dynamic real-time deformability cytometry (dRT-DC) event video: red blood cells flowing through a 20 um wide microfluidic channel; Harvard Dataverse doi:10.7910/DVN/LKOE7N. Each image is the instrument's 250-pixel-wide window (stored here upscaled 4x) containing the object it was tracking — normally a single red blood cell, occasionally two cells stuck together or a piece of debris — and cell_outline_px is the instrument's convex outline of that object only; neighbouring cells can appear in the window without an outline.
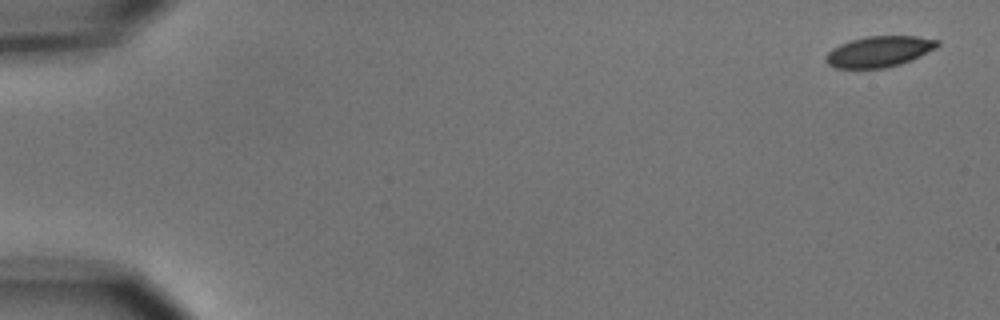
{"species": "common noctule bat (a hibernating species)", "species_latin": "Nyctalus noctula", "temperature_condition": "cold", "stored_images_in_passage": 6, "segment_of_instrument_passage": [1, 2], "camera_frame_rate_fps": 3000, "um_per_image_px": 0.085, "animal": {"sex": "male", "body_mass_g": 15.6}, "frame": {"image": 1, "passage_image": 1, "time_ms": 0.0, "image_size_px": [1000, 320], "cell_outline_px": [[940, 44], [936, 48], [912, 60], [900, 64], [884, 68], [836, 68], [828, 64], [824, 60], [824, 56], [832, 48], [840, 44], [852, 40], [868, 36], [916, 36], [940, 40]], "centroid_in_image_um": [74.73, 4.38], "position_along_channel_um": 10.3, "area_um2": 20.11}}
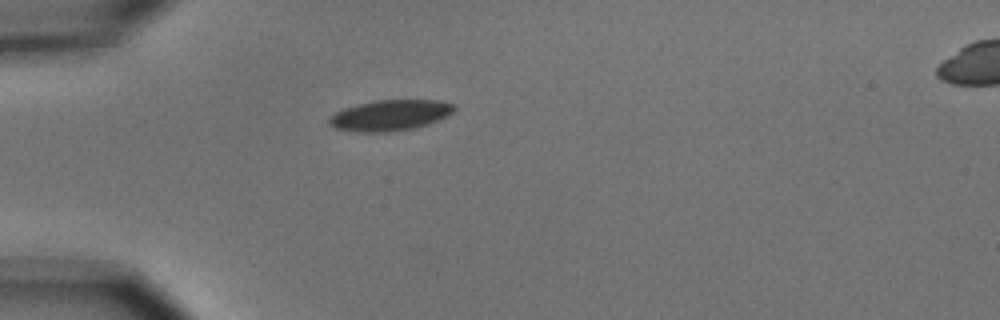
{"frame": {"image": 2, "passage_image": 5, "time_ms": 4.667, "image_size_px": [1000, 320], "cell_outline_px": [[456, 108], [452, 112], [428, 124], [416, 128], [388, 132], [360, 132], [336, 128], [328, 124], [328, 120], [336, 112], [344, 108], [356, 104], [376, 100], [440, 100], [456, 104]], "centroid_in_image_um": [33.16, 9.79], "position_along_channel_um": 51.8, "area_um2": 22.37}}